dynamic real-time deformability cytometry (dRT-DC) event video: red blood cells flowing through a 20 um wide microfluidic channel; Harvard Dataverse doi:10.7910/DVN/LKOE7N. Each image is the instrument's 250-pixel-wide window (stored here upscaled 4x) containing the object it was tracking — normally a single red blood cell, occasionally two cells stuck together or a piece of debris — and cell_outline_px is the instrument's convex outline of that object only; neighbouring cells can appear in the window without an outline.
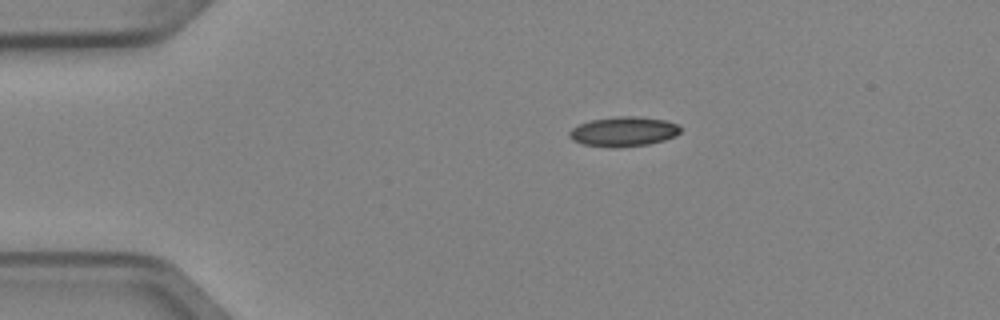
{"species": "Egyptian fruit bat (a non-hibernating species)", "species_latin": "Rousettus aegyptiacus", "temperature_condition": "cold", "stored_images_in_passage": 3, "camera_frame_rate_fps": 3000, "um_per_image_px": 0.085, "animal": {"sex": "female"}, "frame": {"image": 1, "passage_image": 1, "time_ms": 0.0, "image_size_px": [1000, 320], "cell_outline_px": [[680, 132], [676, 136], [664, 140], [648, 144], [616, 148], [612, 148], [584, 144], [572, 140], [568, 136], [568, 132], [572, 128], [580, 124], [592, 120], [616, 116], [636, 116], [664, 120], [676, 124], [680, 128]], "centroid_in_image_um": [52.98, 11.19], "position_along_channel_um": 32.0, "area_um2": 19.19}}